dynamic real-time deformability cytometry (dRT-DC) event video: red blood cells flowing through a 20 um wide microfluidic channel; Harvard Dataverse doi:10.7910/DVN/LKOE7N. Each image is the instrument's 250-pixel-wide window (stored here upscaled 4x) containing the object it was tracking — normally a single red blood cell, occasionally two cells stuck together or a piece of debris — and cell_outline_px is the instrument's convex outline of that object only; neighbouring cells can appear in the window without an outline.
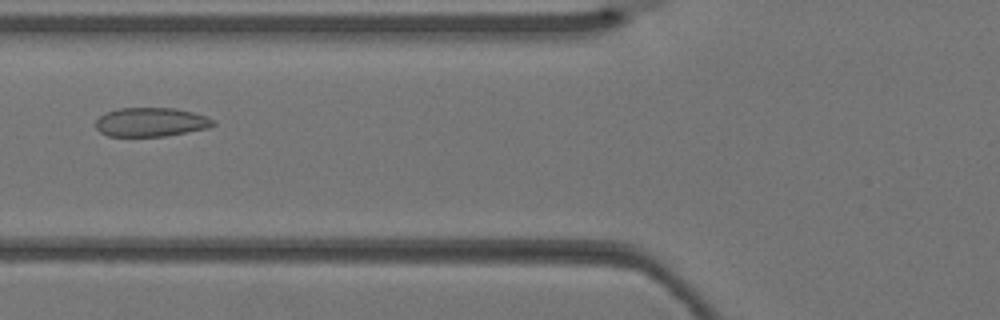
{"species": "Egyptian fruit bat (a non-hibernating species)", "species_latin": "Rousettus aegyptiacus", "temperature_condition": "warm", "stored_images_in_passage": 4, "camera_frame_rate_fps": 3000, "um_per_image_px": 0.085, "animal": {"sex": "female"}, "frame": {"image": 1, "passage_image": 4, "time_ms": 1.0, "image_size_px": [1000, 320], "cell_outline_px": [[216, 124], [208, 128], [164, 136], [108, 136], [100, 132], [96, 128], [96, 120], [104, 112], [116, 108], [176, 108], [208, 116], [216, 120]], "centroid_in_image_um": [12.84, 10.37], "position_along_channel_um": 113.0, "area_um2": 20.0}}